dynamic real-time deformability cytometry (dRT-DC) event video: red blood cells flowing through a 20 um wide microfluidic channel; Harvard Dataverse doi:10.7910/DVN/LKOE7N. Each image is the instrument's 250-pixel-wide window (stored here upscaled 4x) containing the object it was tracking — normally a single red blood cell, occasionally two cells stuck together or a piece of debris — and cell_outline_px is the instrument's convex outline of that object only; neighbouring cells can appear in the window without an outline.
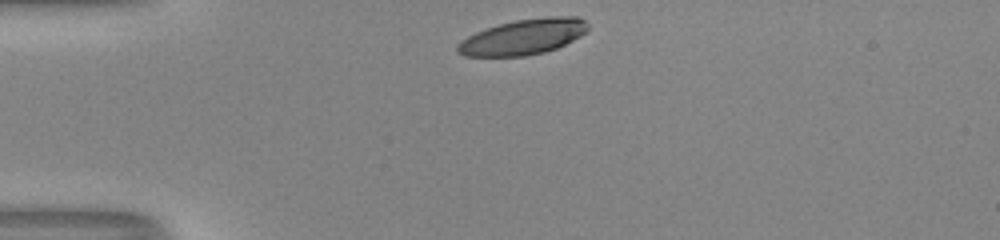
{"species": "human", "species_latin": "Homo sapiens", "temperature_condition": "room temperature", "stored_images_in_passage": 30, "camera_frame_rate_fps": 3000, "um_per_image_px": 0.085, "donor": {"sex": "male"}, "frame": {"image": 1, "passage_image": 1, "time_ms": 0.0, "image_size_px": [1000, 240], "cell_outline_px": [[588, 32], [556, 48], [544, 52], [524, 56], [464, 56], [456, 52], [456, 48], [460, 40], [476, 32], [500, 24], [516, 20], [548, 16], [580, 16], [588, 24]], "centroid_in_image_um": [44.49, 3.13], "position_along_channel_um": 40.5, "area_um2": 26.93}}
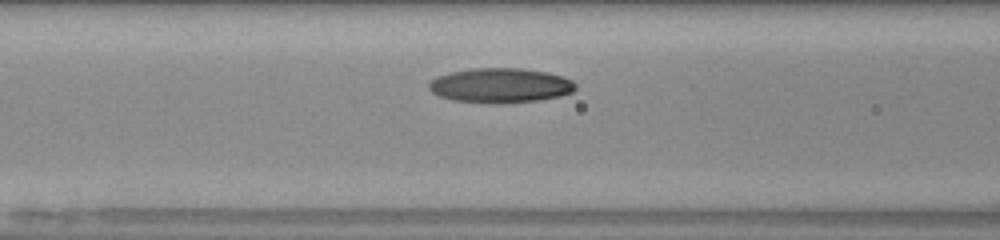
{"frame": {"image": 2, "passage_image": 10, "time_ms": 3.0, "image_size_px": [1000, 240], "cell_outline_px": [[576, 88], [572, 92], [560, 96], [540, 100], [504, 104], [492, 104], [452, 100], [440, 96], [432, 92], [428, 88], [428, 84], [436, 76], [448, 72], [472, 68], [520, 68], [548, 72], [564, 76], [572, 80], [576, 84]], "centroid_in_image_um": [42.54, 7.27], "position_along_channel_um": 124.1, "area_um2": 30.11}}
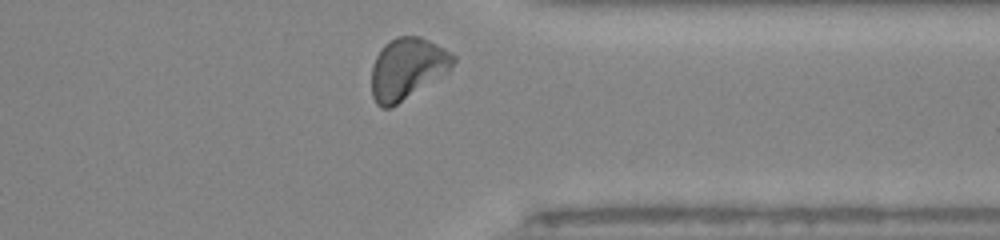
{"frame": {"image": 3, "passage_image": 29, "time_ms": 9.333, "image_size_px": [1000, 240], "cell_outline_px": [[456, 60], [448, 68], [392, 108], [380, 108], [376, 104], [372, 96], [372, 64], [380, 48], [384, 44], [396, 36], [420, 36], [444, 48], [456, 56]], "centroid_in_image_um": [34.53, 5.8], "position_along_channel_um": 376.9, "area_um2": 28.55}, "authors_computed_cell_mechanics": {"area_um2": 28.6688, "velocity_mm_per_s": 4.0445, "shape_relaxation_time_tau1_ms": 2.7047, "shape_relaxation_time_tau2_ms": 2.2254, "deformation_change_tau1": 0.1418, "deformation_change_tau2": 0.0399}}